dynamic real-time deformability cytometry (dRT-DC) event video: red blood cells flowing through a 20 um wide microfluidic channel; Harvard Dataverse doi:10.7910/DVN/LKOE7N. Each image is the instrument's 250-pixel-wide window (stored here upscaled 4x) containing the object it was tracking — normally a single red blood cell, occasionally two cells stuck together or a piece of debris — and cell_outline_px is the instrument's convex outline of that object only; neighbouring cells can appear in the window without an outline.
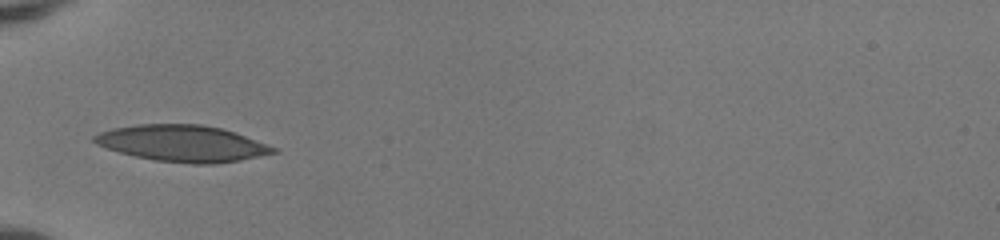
{"species": "human", "species_latin": "Homo sapiens", "temperature_condition": "room temperature", "stored_images_in_passage": 33, "camera_frame_rate_fps": 3000, "um_per_image_px": 0.085, "donor": {"sex": "female"}, "frame": {"image": 1, "passage_image": 1, "time_ms": 0.0, "image_size_px": [1000, 240], "cell_outline_px": [[276, 152], [240, 160], [216, 164], [192, 164], [156, 160], [136, 156], [120, 152], [96, 144], [92, 140], [92, 136], [100, 132], [112, 128], [136, 124], [200, 124], [220, 128], [236, 132], [276, 148]], "centroid_in_image_um": [15.48, 12.18], "position_along_channel_um": 69.5, "area_um2": 37.74}}
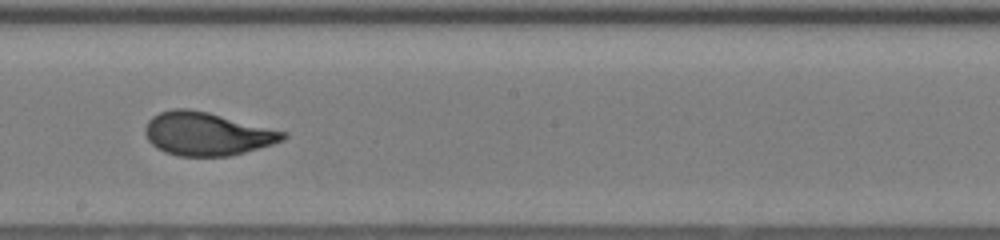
{"frame": {"image": 2, "passage_image": 13, "time_ms": 4.0, "image_size_px": [1000, 240], "cell_outline_px": [[288, 136], [284, 140], [272, 144], [244, 152], [228, 156], [176, 156], [164, 152], [156, 148], [148, 140], [144, 132], [144, 128], [148, 120], [152, 116], [160, 112], [172, 108], [188, 108], [208, 112], [288, 132]], "centroid_in_image_um": [17.57, 11.37], "position_along_channel_um": 230.6, "area_um2": 34.91}}
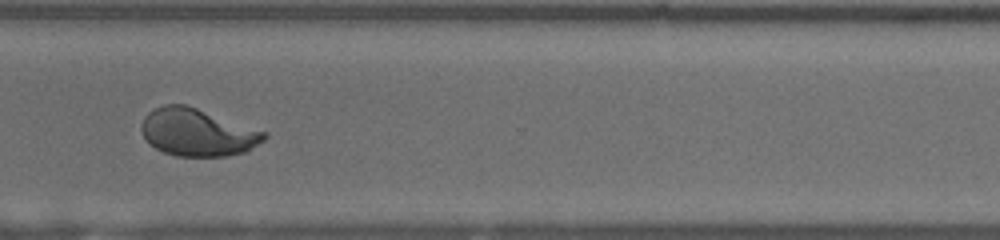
{"frame": {"image": 3, "passage_image": 22, "time_ms": 7.0, "image_size_px": [1000, 240], "cell_outline_px": [[268, 136], [264, 140], [248, 152], [228, 156], [176, 156], [164, 152], [156, 148], [144, 136], [140, 128], [140, 124], [144, 116], [148, 112], [164, 104], [184, 104], [268, 132]], "centroid_in_image_um": [16.81, 11.26], "position_along_channel_um": 353.8, "area_um2": 33.99}, "authors_computed_cell_mechanics": {"area_um2": 34.7378, "velocity_mm_per_s": 4.1156, "shape_relaxation_time_tau1_ms": 5.6402, "shape_relaxation_time_tau2_ms": null, "deformation_change_tau1": 0.2266, "deformation_change_tau2": null}}